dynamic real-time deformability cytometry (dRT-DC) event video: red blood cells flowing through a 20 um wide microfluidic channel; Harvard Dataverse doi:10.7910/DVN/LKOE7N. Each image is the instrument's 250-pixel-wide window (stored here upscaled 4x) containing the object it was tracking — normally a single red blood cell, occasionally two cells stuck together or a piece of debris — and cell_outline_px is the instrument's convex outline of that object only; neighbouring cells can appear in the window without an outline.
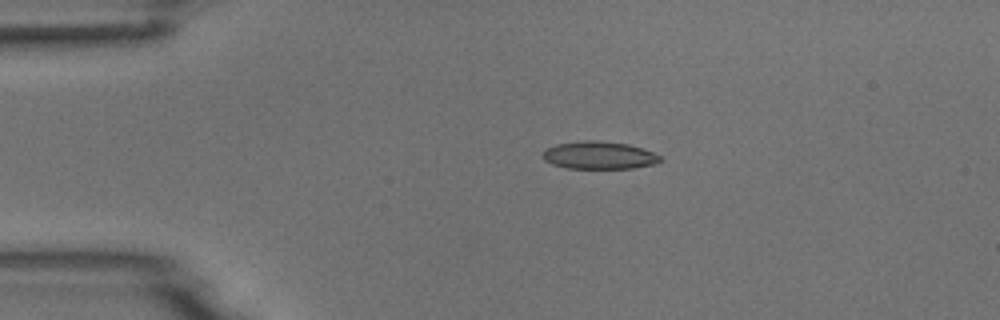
{"species": "common noctule bat (a hibernating species)", "species_latin": "Nyctalus noctula", "temperature_condition": "room temperature", "stored_images_in_passage": 4, "camera_frame_rate_fps": 3000, "um_per_image_px": 0.085, "animal": {"sex": "male", "body_mass_g": 18.8}, "frame": {"image": 1, "passage_image": 2, "time_ms": 0.333, "image_size_px": [1000, 320], "cell_outline_px": [[660, 160], [656, 164], [632, 168], [568, 168], [552, 164], [544, 160], [544, 148], [556, 144], [584, 140], [596, 140], [628, 144], [652, 152], [660, 156]], "centroid_in_image_um": [50.9, 13.19], "position_along_channel_um": 34.1, "area_um2": 18.79}}
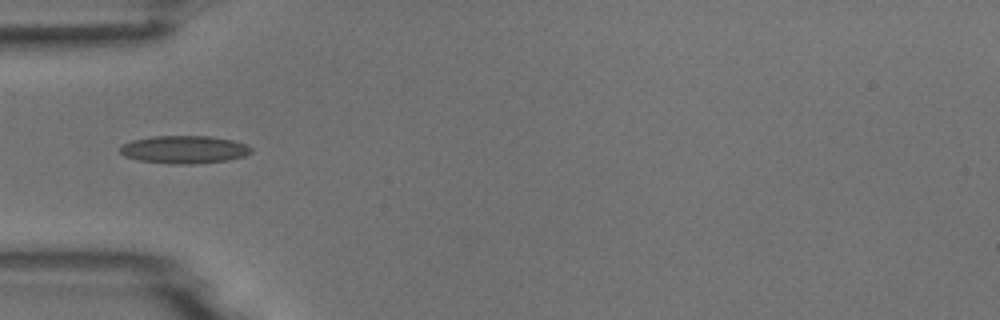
{"frame": {"image": 2, "passage_image": 4, "time_ms": 1.0, "image_size_px": [1000, 320], "cell_outline_px": [[252, 152], [244, 156], [228, 160], [196, 164], [172, 164], [140, 160], [124, 156], [120, 152], [120, 148], [124, 144], [132, 140], [152, 136], [212, 136], [232, 140], [248, 144], [252, 148]], "centroid_in_image_um": [15.7, 12.71], "position_along_channel_um": 69.3, "area_um2": 21.33}}